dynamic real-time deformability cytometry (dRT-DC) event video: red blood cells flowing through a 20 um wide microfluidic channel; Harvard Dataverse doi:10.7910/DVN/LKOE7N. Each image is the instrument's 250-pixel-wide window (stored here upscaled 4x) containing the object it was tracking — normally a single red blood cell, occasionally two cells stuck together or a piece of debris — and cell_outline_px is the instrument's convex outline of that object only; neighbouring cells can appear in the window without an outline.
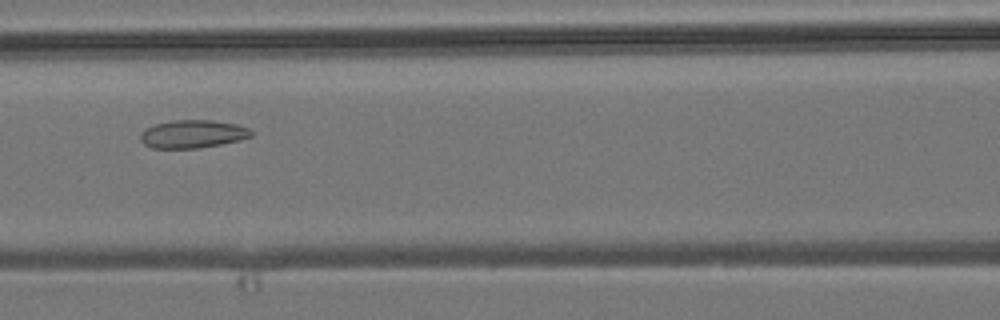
{"species": "common noctule bat (a hibernating species)", "species_latin": "Nyctalus noctula", "temperature_condition": "room temperature", "stored_images_in_passage": 7, "camera_frame_rate_fps": 3000, "um_per_image_px": 0.085, "animal": {"sex": "male", "body_mass_g": 19.2, "forearm_length_mm": 51.8}, "frame": {"image": 1, "passage_image": 7, "time_ms": 7.0, "image_size_px": [1000, 320], "cell_outline_px": [[252, 136], [240, 140], [220, 144], [196, 148], [152, 148], [144, 144], [140, 140], [140, 132], [144, 128], [156, 124], [172, 120], [212, 120], [236, 124], [248, 128], [252, 132]], "centroid_in_image_um": [16.34, 11.38], "position_along_channel_um": 150.3, "area_um2": 18.09}}